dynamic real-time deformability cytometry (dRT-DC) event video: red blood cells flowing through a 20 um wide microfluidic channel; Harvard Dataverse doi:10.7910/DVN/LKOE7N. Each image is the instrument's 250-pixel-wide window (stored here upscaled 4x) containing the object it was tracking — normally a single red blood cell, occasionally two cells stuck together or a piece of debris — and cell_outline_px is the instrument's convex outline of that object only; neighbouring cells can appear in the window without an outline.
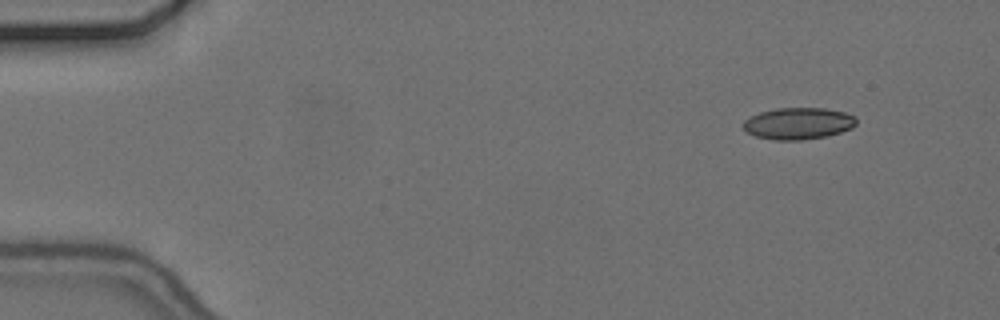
{"species": "common noctule bat (a hibernating species)", "species_latin": "Nyctalus noctula", "temperature_condition": "cold", "stored_images_in_passage": 51, "camera_frame_rate_fps": 3000, "um_per_image_px": 0.085, "animal": {"sex": "female", "body_mass_g": 24.6, "forearm_length_mm": 56.2}, "frame": {"image": 1, "passage_image": 1, "time_ms": 0.0, "image_size_px": [1000, 320], "cell_outline_px": [[856, 124], [852, 128], [840, 132], [824, 136], [804, 140], [776, 140], [756, 136], [748, 132], [744, 128], [744, 120], [760, 112], [776, 108], [824, 108], [844, 112], [856, 116]], "centroid_in_image_um": [67.88, 10.49], "position_along_channel_um": 17.1, "area_um2": 20.75}}
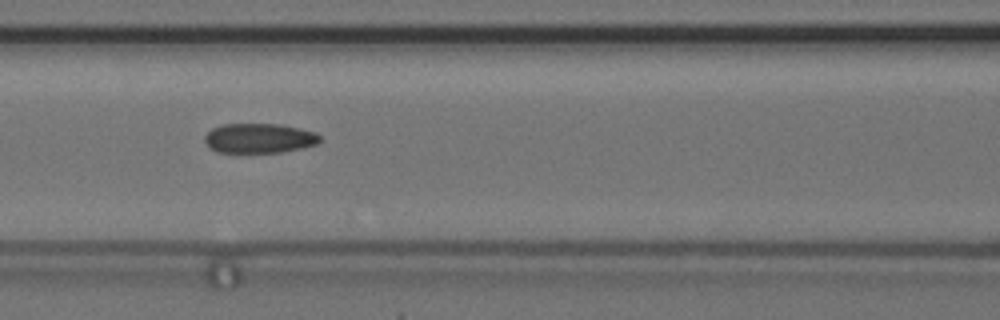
{"frame": {"image": 2, "passage_image": 20, "time_ms": 6.333, "image_size_px": [1000, 320], "cell_outline_px": [[320, 140], [316, 144], [300, 148], [280, 152], [216, 152], [208, 148], [204, 140], [204, 136], [212, 128], [224, 124], [280, 124], [316, 132], [320, 136]], "centroid_in_image_um": [21.99, 11.75], "position_along_channel_um": 144.6, "area_um2": 19.88}}
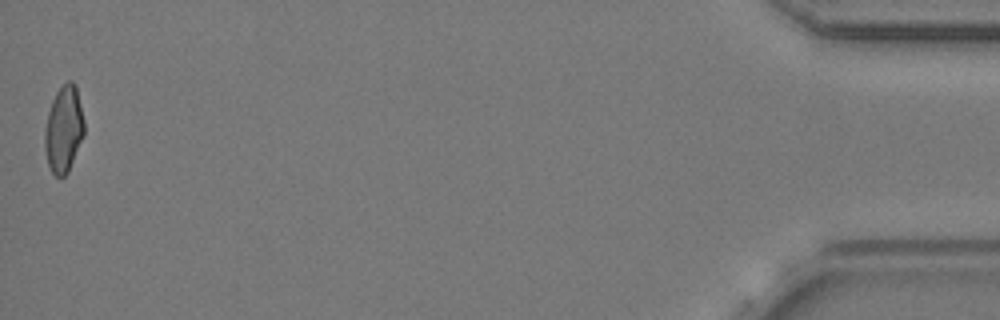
{"frame": {"image": 3, "passage_image": 51, "time_ms": 16.667, "image_size_px": [1000, 320], "cell_outline_px": [[84, 136], [68, 172], [64, 176], [56, 176], [52, 172], [48, 164], [44, 148], [44, 132], [48, 112], [52, 100], [56, 92], [68, 80], [72, 80], [76, 84], [84, 120]], "centroid_in_image_um": [5.42, 10.97], "position_along_channel_um": 429.8, "area_um2": 20.0}, "authors_computed_cell_mechanics": {"area_um2": 20.4612, "velocity_mm_per_s": 3.6878, "shape_relaxation_time_tau1_ms": 9.7811, "shape_relaxation_time_tau2_ms": 2.5646, "deformation_change_tau1": 0.1831, "deformation_change_tau2": 0.0874}}